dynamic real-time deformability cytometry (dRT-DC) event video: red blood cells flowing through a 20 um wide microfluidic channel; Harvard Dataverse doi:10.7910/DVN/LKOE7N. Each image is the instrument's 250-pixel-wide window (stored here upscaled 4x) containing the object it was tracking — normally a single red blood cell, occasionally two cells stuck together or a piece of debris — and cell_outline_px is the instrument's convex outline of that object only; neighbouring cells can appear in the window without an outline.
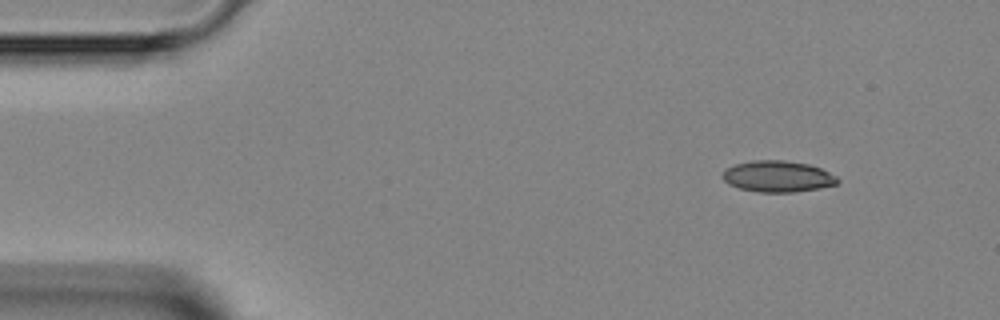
{"species": "Egyptian fruit bat (a non-hibernating species)", "species_latin": "Rousettus aegyptiacus", "temperature_condition": "room temperature", "stored_images_in_passage": 4, "camera_frame_rate_fps": 3000, "um_per_image_px": 0.085, "animal": {"sex": "female"}, "frame": {"image": 1, "passage_image": 1, "time_ms": 0.0, "image_size_px": [1000, 320], "cell_outline_px": [[840, 180], [836, 184], [820, 188], [792, 192], [756, 192], [740, 188], [728, 184], [720, 176], [724, 168], [736, 164], [752, 160], [784, 160], [808, 164], [820, 168], [836, 176]], "centroid_in_image_um": [66.06, 14.99], "position_along_channel_um": 18.9, "area_um2": 21.04}}
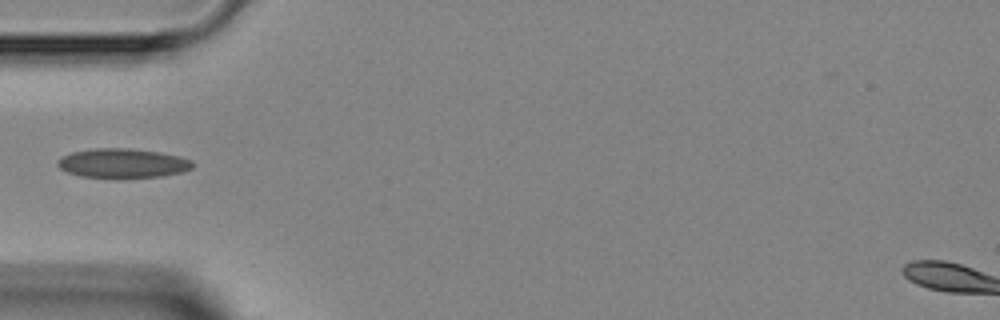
{"frame": {"image": 2, "passage_image": 4, "time_ms": 3.333, "image_size_px": [1000, 320], "cell_outline_px": [[192, 168], [184, 172], [160, 176], [80, 176], [68, 172], [60, 168], [56, 164], [56, 160], [60, 156], [72, 152], [96, 148], [128, 148], [156, 152], [176, 156], [192, 160]], "centroid_in_image_um": [10.38, 13.85], "position_along_channel_um": 74.6, "area_um2": 22.43}}